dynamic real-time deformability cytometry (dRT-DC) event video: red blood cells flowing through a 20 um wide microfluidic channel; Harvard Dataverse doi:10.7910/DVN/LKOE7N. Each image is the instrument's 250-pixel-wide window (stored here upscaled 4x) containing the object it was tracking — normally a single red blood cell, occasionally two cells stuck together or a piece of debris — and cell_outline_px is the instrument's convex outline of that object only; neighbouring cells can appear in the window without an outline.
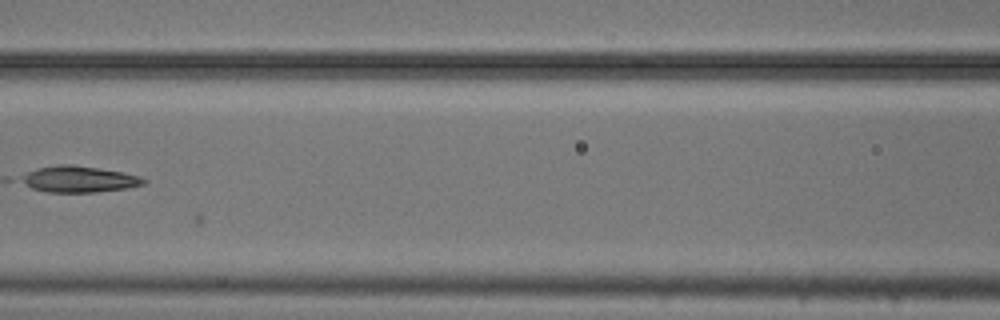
{"species": "common noctule bat (a hibernating species)", "species_latin": "Nyctalus noctula", "temperature_condition": "cold", "stored_images_in_passage": 27, "camera_frame_rate_fps": 3000, "um_per_image_px": 0.085, "animal": {"sex": "male", "body_mass_g": 20.5, "forearm_length_mm": 52.5}, "frame": {"image": 1, "passage_image": 20, "time_ms": 6.333, "image_size_px": [1000, 320], "cell_outline_px": [[148, 180], [144, 184], [128, 188], [96, 192], [48, 192], [32, 188], [20, 180], [20, 176], [36, 168], [56, 164], [72, 164], [120, 172], [140, 176]], "centroid_in_image_um": [6.7, 15.23], "position_along_channel_um": 159.9, "area_um2": 18.67}}
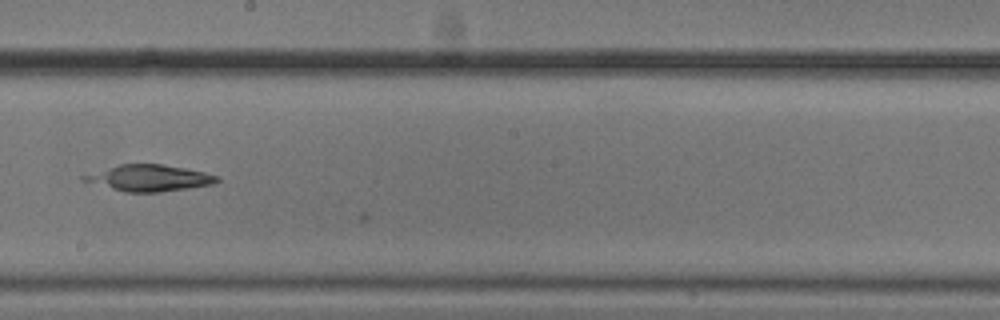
{"frame": {"image": 2, "passage_image": 26, "time_ms": 8.333, "image_size_px": [1000, 320], "cell_outline_px": [[220, 180], [216, 184], [160, 192], [124, 192], [112, 188], [100, 180], [100, 176], [112, 168], [120, 164], [160, 164], [184, 168], [204, 172], [220, 176]], "centroid_in_image_um": [13.21, 15.14], "position_along_channel_um": 235.0, "area_um2": 18.32}}